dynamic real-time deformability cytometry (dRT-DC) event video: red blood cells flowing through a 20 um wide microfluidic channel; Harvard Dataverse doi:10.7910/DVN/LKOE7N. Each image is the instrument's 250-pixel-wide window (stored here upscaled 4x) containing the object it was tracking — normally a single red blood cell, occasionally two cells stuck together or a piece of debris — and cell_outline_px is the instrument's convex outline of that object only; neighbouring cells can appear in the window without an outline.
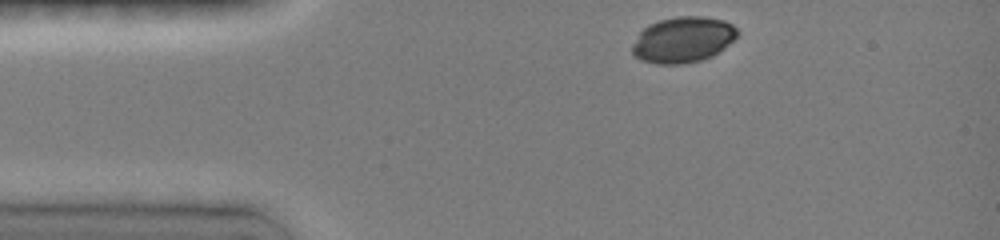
{"species": "common noctule bat (a hibernating species)", "species_latin": "Nyctalus noctula", "temperature_condition": "room temperature", "stored_images_in_passage": 15, "camera_frame_rate_fps": 3000, "um_per_image_px": 0.085, "animal": {"sex": "female", "body_mass_g": 19.0, "forearm_length_mm": 51.5}, "frame": {"image": 1, "passage_image": 1, "time_ms": 0.0, "image_size_px": [1000, 240], "cell_outline_px": [[736, 36], [732, 40], [712, 56], [700, 60], [680, 64], [656, 64], [644, 60], [636, 56], [632, 52], [632, 44], [640, 32], [648, 24], [660, 20], [676, 16], [700, 16], [724, 20], [732, 24], [736, 28]], "centroid_in_image_um": [58.02, 3.36], "position_along_channel_um": 27.0, "area_um2": 27.69}}
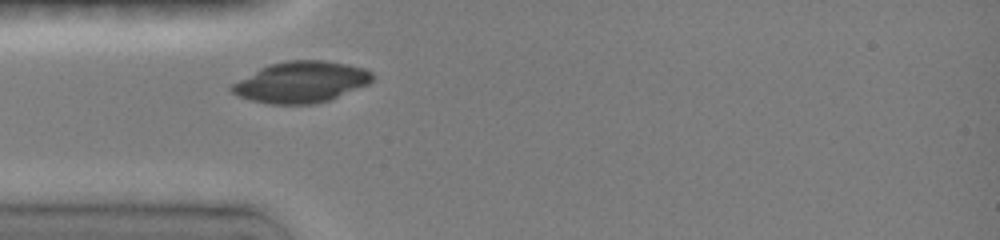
{"frame": {"image": 2, "passage_image": 5, "time_ms": 2.0, "image_size_px": [1000, 240], "cell_outline_px": [[372, 80], [368, 84], [328, 100], [316, 104], [272, 104], [252, 100], [240, 96], [232, 92], [228, 88], [232, 84], [260, 68], [268, 64], [288, 60], [324, 60], [348, 64], [364, 68], [372, 72]], "centroid_in_image_um": [25.6, 6.96], "position_along_channel_um": 59.4, "area_um2": 33.47}}
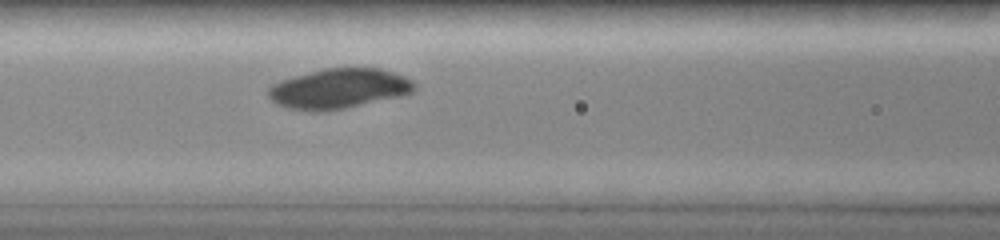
{"frame": {"image": 3, "passage_image": 9, "time_ms": 4.0, "image_size_px": [1000, 240], "cell_outline_px": [[416, 88], [412, 92], [396, 96], [344, 108], [324, 112], [308, 112], [288, 108], [276, 104], [268, 96], [268, 88], [272, 84], [280, 80], [292, 76], [324, 68], [380, 68], [404, 76], [412, 80], [416, 84]], "centroid_in_image_um": [28.74, 7.53], "position_along_channel_um": 137.9, "area_um2": 33.99}}